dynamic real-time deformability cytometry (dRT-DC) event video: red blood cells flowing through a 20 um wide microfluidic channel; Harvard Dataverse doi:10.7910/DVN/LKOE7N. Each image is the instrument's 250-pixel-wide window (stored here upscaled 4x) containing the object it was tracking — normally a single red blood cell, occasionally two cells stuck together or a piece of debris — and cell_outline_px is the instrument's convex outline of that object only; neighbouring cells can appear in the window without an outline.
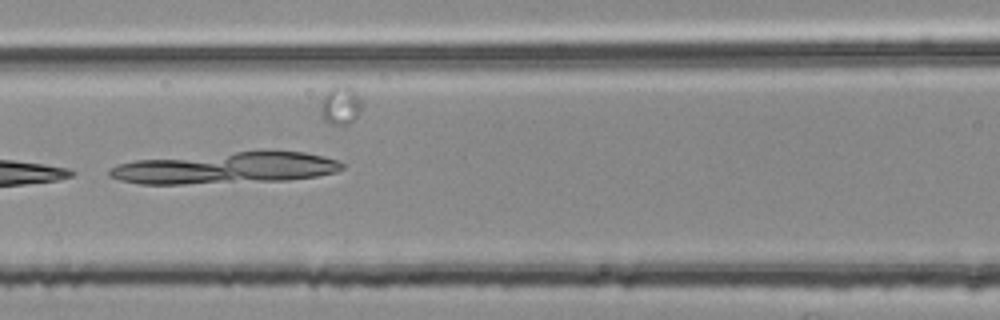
{"species": "common noctule bat (a hibernating species)", "species_latin": "Nyctalus noctula", "temperature_condition": "room temperature", "stored_images_in_passage": 7, "camera_frame_rate_fps": 3000, "um_per_image_px": 0.085, "animal": {"sex": "female", "body_mass_g": 25.1}, "frame": {"image": 1, "passage_image": 6, "time_ms": 1.667, "image_size_px": [1000, 320], "cell_outline_px": [[344, 168], [336, 172], [316, 176], [288, 180], [184, 184], [140, 184], [120, 180], [108, 176], [108, 172], [116, 164], [136, 160], [260, 148], [272, 148], [304, 152], [324, 156], [340, 160], [344, 164]], "centroid_in_image_um": [19.27, 14.23], "position_along_channel_um": 147.3, "area_um2": 44.16}}